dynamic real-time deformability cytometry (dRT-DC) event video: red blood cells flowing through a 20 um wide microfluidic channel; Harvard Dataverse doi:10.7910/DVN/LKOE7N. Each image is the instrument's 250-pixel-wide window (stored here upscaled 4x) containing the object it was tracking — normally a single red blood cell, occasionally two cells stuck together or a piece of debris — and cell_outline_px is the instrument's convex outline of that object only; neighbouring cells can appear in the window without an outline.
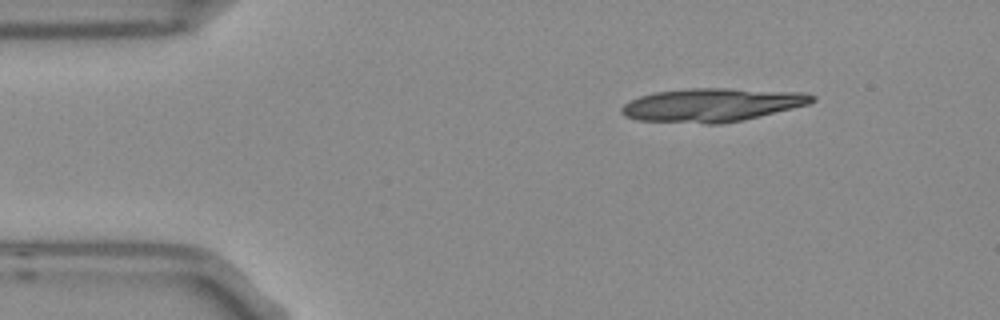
{"species": "Egyptian fruit bat (a non-hibernating species)", "species_latin": "Rousettus aegyptiacus", "temperature_condition": "room temperature", "stored_images_in_passage": 4, "segment_of_instrument_passage": [1, 2], "camera_frame_rate_fps": 3000, "um_per_image_px": 0.085, "frame": {"image": 1, "passage_image": 1, "time_ms": 0.0, "image_size_px": [1000, 320], "cell_outline_px": [[816, 100], [808, 104], [744, 120], [720, 124], [704, 124], [636, 120], [624, 116], [620, 112], [620, 108], [624, 104], [640, 96], [656, 92], [688, 88], [728, 88], [804, 92], [816, 96]], "centroid_in_image_um": [60.51, 8.92], "position_along_channel_um": 24.5, "area_um2": 37.34}}